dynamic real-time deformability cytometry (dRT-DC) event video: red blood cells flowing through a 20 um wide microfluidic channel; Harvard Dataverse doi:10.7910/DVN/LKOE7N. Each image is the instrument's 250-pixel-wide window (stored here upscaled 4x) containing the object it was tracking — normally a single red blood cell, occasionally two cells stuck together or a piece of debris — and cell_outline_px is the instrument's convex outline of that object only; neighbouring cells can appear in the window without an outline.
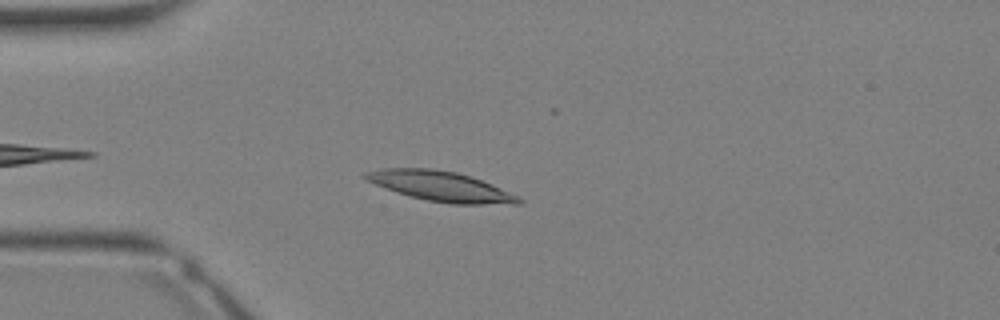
{"species": "Egyptian fruit bat (a non-hibernating species)", "species_latin": "Rousettus aegyptiacus", "temperature_condition": "warm", "stored_images_in_passage": 26, "camera_frame_rate_fps": 3000, "um_per_image_px": 0.085, "animal": {"sex": "female"}, "frame": {"image": 1, "passage_image": 3, "time_ms": 0.667, "image_size_px": [1000, 320], "cell_outline_px": [[524, 200], [520, 204], [452, 204], [428, 200], [396, 192], [364, 180], [360, 176], [364, 172], [384, 168], [432, 168], [456, 172], [480, 180], [520, 196]], "centroid_in_image_um": [37.43, 15.83], "position_along_channel_um": 47.6, "area_um2": 26.65}}
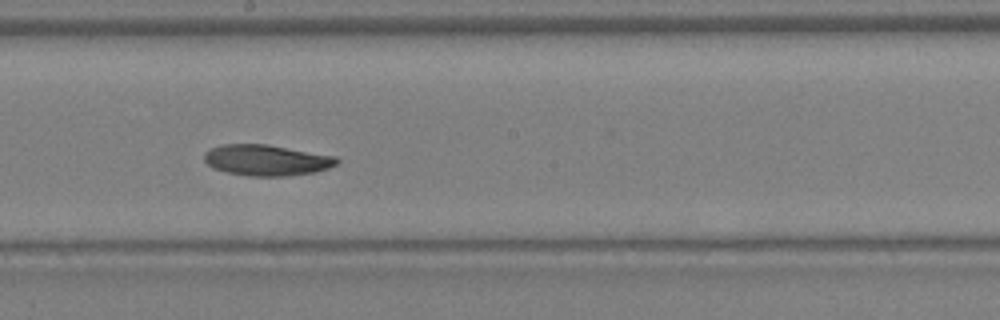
{"frame": {"image": 2, "passage_image": 13, "time_ms": 4.0, "image_size_px": [1000, 320], "cell_outline_px": [[340, 160], [336, 164], [328, 168], [316, 172], [284, 176], [248, 176], [228, 172], [212, 168], [204, 160], [204, 152], [212, 148], [224, 144], [268, 144], [336, 156]], "centroid_in_image_um": [22.67, 13.61], "position_along_channel_um": 225.5, "area_um2": 23.93}}
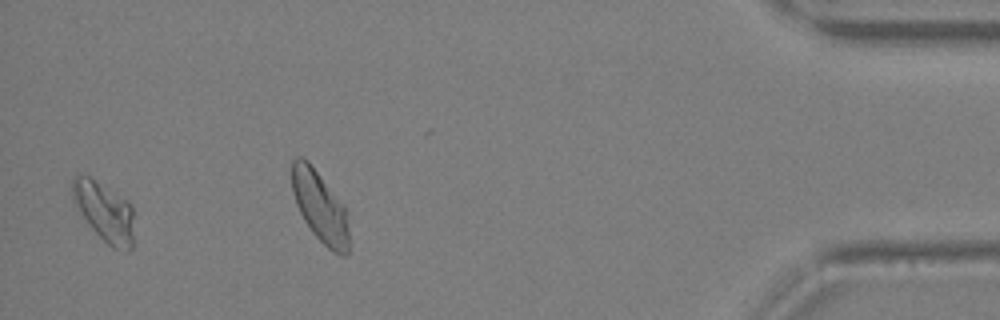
{"frame": {"image": 3, "passage_image": 25, "time_ms": 8.0, "image_size_px": [1000, 320], "cell_outline_px": [[132, 248], [128, 252], [112, 248], [88, 224], [72, 200], [72, 180], [76, 176], [88, 176], [128, 200], [132, 204]], "centroid_in_image_um": [8.88, 18.01], "position_along_channel_um": 426.3, "area_um2": 20.98}}